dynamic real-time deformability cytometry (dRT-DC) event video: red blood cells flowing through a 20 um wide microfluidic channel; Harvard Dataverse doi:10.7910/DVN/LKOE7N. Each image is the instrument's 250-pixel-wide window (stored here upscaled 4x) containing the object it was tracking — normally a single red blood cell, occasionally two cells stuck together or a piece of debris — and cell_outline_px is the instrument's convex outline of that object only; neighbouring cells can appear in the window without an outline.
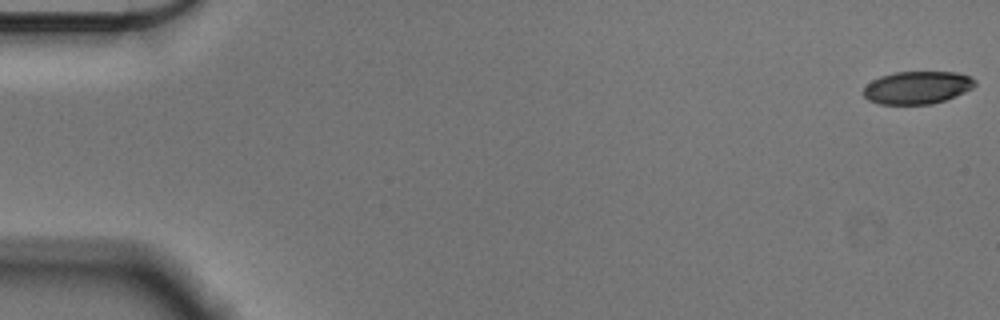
{"species": "Egyptian fruit bat (a non-hibernating species)", "species_latin": "Rousettus aegyptiacus", "temperature_condition": "cold", "stored_images_in_passage": 57, "camera_frame_rate_fps": 3000, "um_per_image_px": 0.085, "animal": {"sex": "male"}, "frame": {"image": 1, "passage_image": 1, "time_ms": 0.0, "image_size_px": [1000, 320], "cell_outline_px": [[976, 84], [972, 88], [956, 96], [932, 104], [880, 104], [868, 100], [864, 96], [864, 88], [872, 80], [880, 76], [896, 72], [956, 72], [968, 76], [976, 80]], "centroid_in_image_um": [77.97, 7.44], "position_along_channel_um": 7.0, "area_um2": 21.15}}
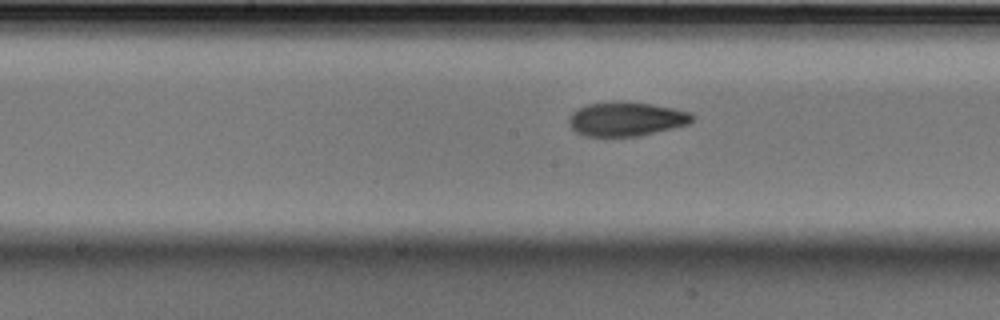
{"frame": {"image": 2, "passage_image": 29, "time_ms": 9.333, "image_size_px": [1000, 320], "cell_outline_px": [[696, 116], [688, 124], [640, 136], [584, 136], [576, 132], [568, 124], [568, 116], [576, 108], [588, 104], [612, 100], [624, 100], [652, 104], [676, 108], [688, 112]], "centroid_in_image_um": [53.19, 10.09], "position_along_channel_um": 195.0, "area_um2": 25.03}}
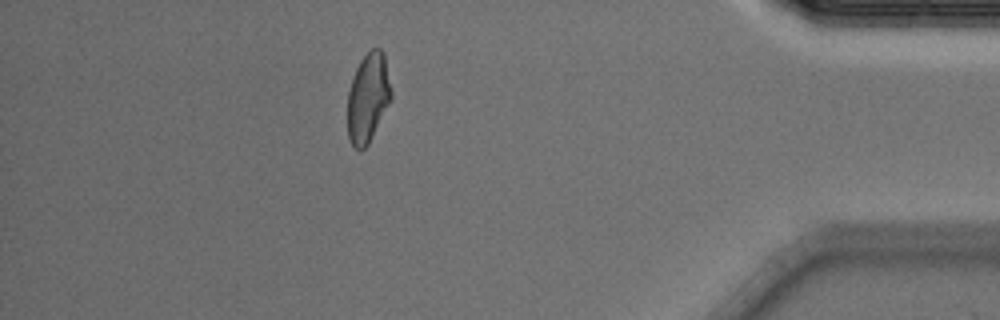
{"frame": {"image": 3, "passage_image": 50, "time_ms": 16.333, "image_size_px": [1000, 320], "cell_outline_px": [[392, 96], [368, 144], [364, 148], [356, 148], [352, 144], [348, 136], [348, 92], [356, 68], [360, 60], [372, 48], [380, 48], [384, 52], [392, 92]], "centroid_in_image_um": [31.28, 8.26], "position_along_channel_um": 403.9, "area_um2": 22.31}, "authors_computed_cell_mechanics": {"area_um2": 23.2934, "velocity_mm_per_s": 3.5861, "shape_relaxation_time_tau1_ms": 5.4605, "shape_relaxation_time_tau2_ms": 3.2034, "deformation_change_tau1": 0.1446, "deformation_change_tau2": 0.092}}